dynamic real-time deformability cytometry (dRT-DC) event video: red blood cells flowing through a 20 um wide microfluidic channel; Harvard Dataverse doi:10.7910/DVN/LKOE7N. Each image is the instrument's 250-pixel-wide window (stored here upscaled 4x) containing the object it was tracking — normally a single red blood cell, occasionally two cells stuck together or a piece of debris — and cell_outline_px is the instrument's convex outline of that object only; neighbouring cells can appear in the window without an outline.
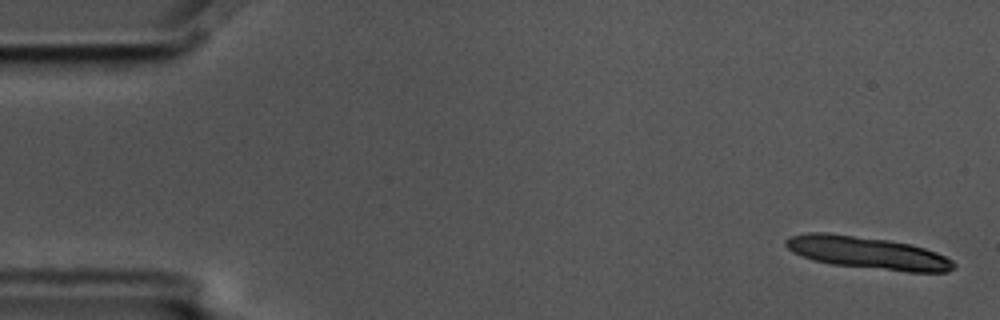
{"species": "common noctule bat (a hibernating species)", "species_latin": "Nyctalus noctula", "temperature_condition": "cold", "stored_images_in_passage": 11, "segment_of_instrument_passage": [1, 2], "camera_frame_rate_fps": 3000, "um_per_image_px": 0.085, "animal": {"sex": "male", "body_mass_g": 17.5, "forearm_length_mm": 52.3}, "frame": {"image": 1, "passage_image": 1, "time_ms": 0.0, "image_size_px": [1000, 320], "cell_outline_px": [[956, 268], [948, 272], [908, 272], [832, 264], [816, 260], [792, 252], [784, 244], [784, 240], [792, 236], [808, 232], [828, 232], [888, 240], [912, 244], [936, 252], [952, 260], [956, 264]], "centroid_in_image_um": [73.78, 21.48], "position_along_channel_um": 11.2, "area_um2": 31.62}}